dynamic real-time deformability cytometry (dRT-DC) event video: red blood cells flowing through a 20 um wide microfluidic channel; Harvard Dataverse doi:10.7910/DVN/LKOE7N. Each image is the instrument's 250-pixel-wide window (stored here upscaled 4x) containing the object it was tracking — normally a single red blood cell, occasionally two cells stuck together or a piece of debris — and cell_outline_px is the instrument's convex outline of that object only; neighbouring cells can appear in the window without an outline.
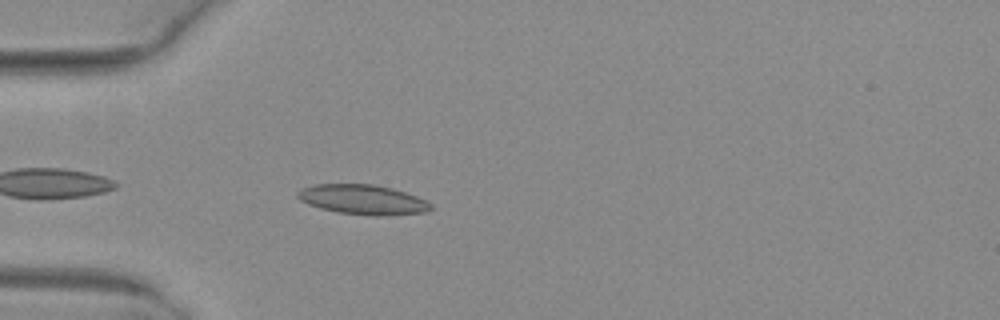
{"species": "common noctule bat (a hibernating species)", "species_latin": "Nyctalus noctula", "temperature_condition": "warm", "stored_images_in_passage": 34, "camera_frame_rate_fps": 3000, "um_per_image_px": 0.085, "animal": {"sex": "female", "body_mass_g": 29.2, "forearm_length_mm": 56.3}, "frame": {"image": 1, "passage_image": 3, "time_ms": 0.667, "image_size_px": [1000, 320], "cell_outline_px": [[432, 208], [428, 212], [388, 216], [372, 216], [336, 212], [320, 208], [308, 204], [300, 200], [296, 196], [296, 192], [304, 188], [316, 184], [376, 184], [392, 188], [416, 196], [432, 204]], "centroid_in_image_um": [30.85, 16.98], "position_along_channel_um": 54.1, "area_um2": 23.29}}
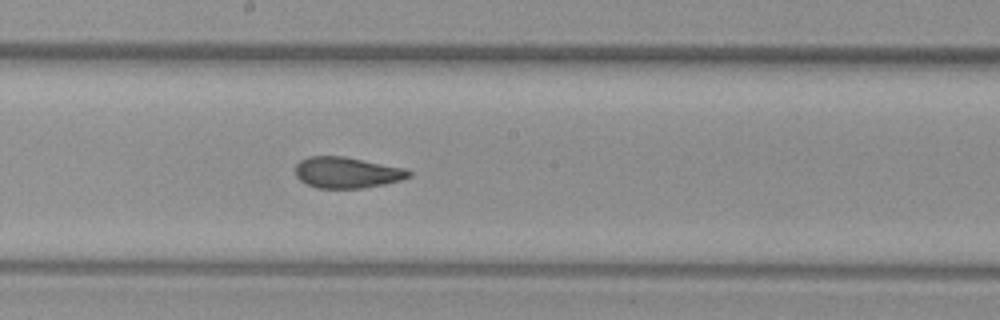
{"frame": {"image": 2, "passage_image": 16, "time_ms": 5.0, "image_size_px": [1000, 320], "cell_outline_px": [[412, 176], [400, 180], [384, 184], [364, 188], [316, 188], [300, 180], [296, 176], [296, 164], [300, 160], [308, 156], [344, 156], [404, 168], [412, 172]], "centroid_in_image_um": [29.48, 14.66], "position_along_channel_um": 218.7, "area_um2": 20.52}}
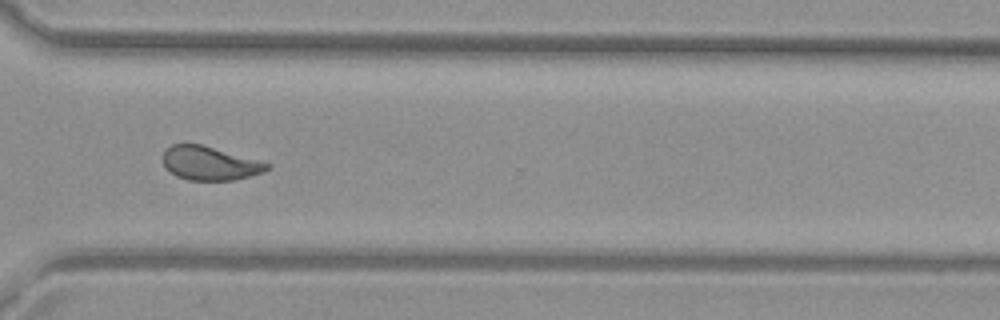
{"frame": {"image": 3, "passage_image": 26, "time_ms": 8.333, "image_size_px": [1000, 320], "cell_outline_px": [[272, 168], [264, 172], [236, 180], [188, 180], [176, 176], [164, 168], [160, 156], [172, 144], [200, 144], [272, 164]], "centroid_in_image_um": [17.81, 13.89], "position_along_channel_um": 352.8, "area_um2": 20.63}, "authors_computed_cell_mechanics": {"area_um2": 21.1548, "velocity_mm_per_s": 4.0175, "shape_relaxation_time_tau1_ms": 6.4488, "shape_relaxation_time_tau2_ms": 0.8516, "deformation_change_tau1": 0.1677, "deformation_change_tau2": 0.0627}}